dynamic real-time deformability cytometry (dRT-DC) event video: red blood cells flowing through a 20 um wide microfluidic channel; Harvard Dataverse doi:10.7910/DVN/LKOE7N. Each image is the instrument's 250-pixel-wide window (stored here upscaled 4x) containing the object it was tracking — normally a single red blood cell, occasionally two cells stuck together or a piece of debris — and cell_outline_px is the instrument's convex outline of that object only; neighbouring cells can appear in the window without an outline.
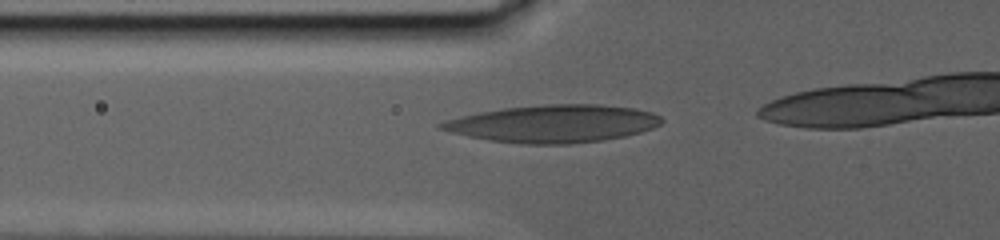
{"species": "human", "species_latin": "Homo sapiens", "temperature_condition": "warm", "stored_images_in_passage": 18, "camera_frame_rate_fps": 3000, "um_per_image_px": 0.085, "donor": {"sex": "male"}, "frame": {"image": 1, "passage_image": 3, "time_ms": 0.333, "image_size_px": [1000, 240], "cell_outline_px": [[664, 120], [660, 124], [652, 128], [640, 132], [624, 136], [600, 140], [568, 144], [520, 144], [488, 140], [468, 136], [436, 128], [436, 124], [444, 120], [480, 112], [504, 108], [544, 104], [600, 104], [636, 108], [652, 112], [660, 116]], "centroid_in_image_um": [47.02, 10.51], "position_along_channel_um": 78.8, "area_um2": 48.26}}
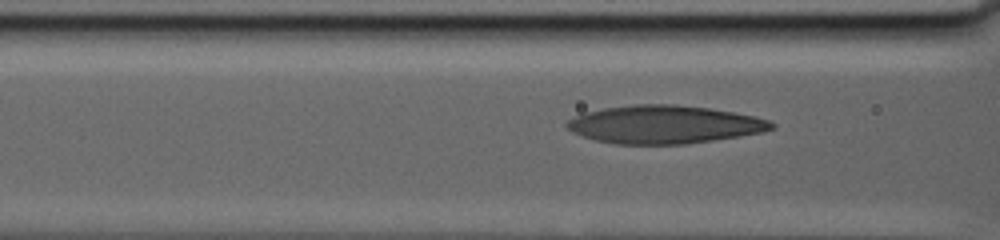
{"frame": {"image": 2, "passage_image": 9, "time_ms": 1.667, "image_size_px": [1000, 240], "cell_outline_px": [[776, 128], [764, 132], [712, 140], [684, 144], [616, 144], [596, 140], [572, 132], [564, 124], [568, 120], [584, 112], [604, 108], [636, 104], [676, 104], [708, 108], [732, 112], [752, 116], [768, 120], [776, 124]], "centroid_in_image_um": [56.46, 10.58], "position_along_channel_um": 110.1, "area_um2": 45.2}}
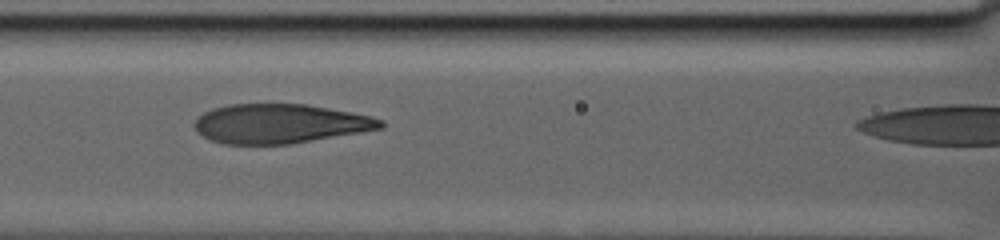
{"frame": {"image": 3, "passage_image": 16, "time_ms": 3.0, "image_size_px": [1000, 240], "cell_outline_px": [[384, 128], [288, 144], [224, 144], [212, 140], [196, 132], [192, 124], [204, 112], [212, 108], [228, 104], [308, 104], [352, 112], [372, 116], [384, 120]], "centroid_in_image_um": [23.79, 10.5], "position_along_channel_um": 142.8, "area_um2": 42.66}}